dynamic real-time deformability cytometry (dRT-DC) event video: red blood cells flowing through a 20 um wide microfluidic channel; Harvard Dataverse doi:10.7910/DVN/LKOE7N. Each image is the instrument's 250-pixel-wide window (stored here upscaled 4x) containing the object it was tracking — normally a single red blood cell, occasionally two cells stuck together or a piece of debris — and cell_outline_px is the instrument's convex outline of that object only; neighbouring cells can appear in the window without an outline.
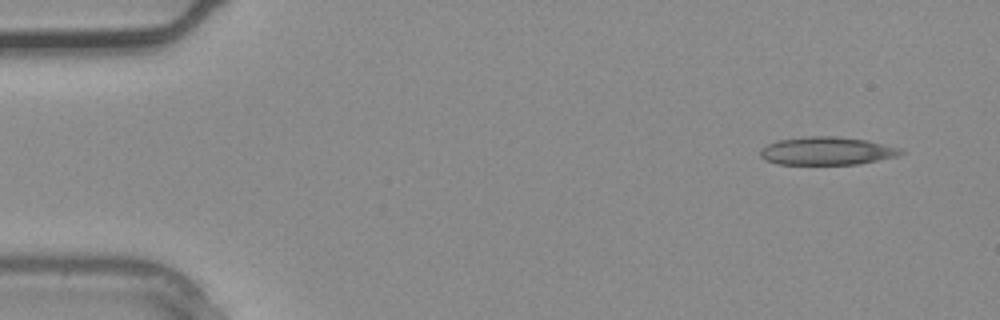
{"species": "common noctule bat (a hibernating species)", "species_latin": "Nyctalus noctula", "temperature_condition": "warm", "stored_images_in_passage": 2, "segment_of_instrument_passage": [2, 2], "camera_frame_rate_fps": 3000, "um_per_image_px": 0.085, "animal": {"sex": "male", "body_mass_g": 20.4}, "frame": {"image": 1, "passage_image": 2, "time_ms": 0.333, "image_size_px": [1000, 320], "cell_outline_px": [[904, 152], [896, 156], [860, 164], [776, 164], [764, 160], [760, 156], [760, 152], [768, 144], [776, 140], [808, 136], [836, 136], [868, 140], [900, 148]], "centroid_in_image_um": [70.27, 12.83], "position_along_channel_um": 14.7, "area_um2": 22.95}}